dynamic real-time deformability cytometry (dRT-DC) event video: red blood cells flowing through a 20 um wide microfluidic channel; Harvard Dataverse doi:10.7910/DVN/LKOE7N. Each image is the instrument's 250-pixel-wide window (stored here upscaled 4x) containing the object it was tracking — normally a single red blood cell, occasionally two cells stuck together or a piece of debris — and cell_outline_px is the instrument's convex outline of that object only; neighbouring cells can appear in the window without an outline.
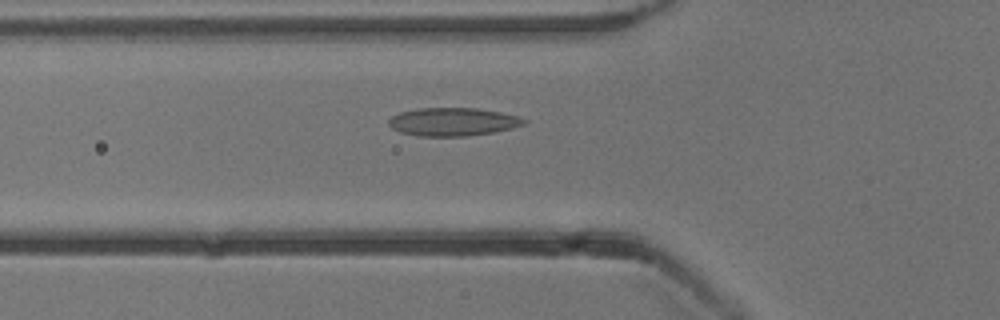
{"species": "common noctule bat (a hibernating species)", "species_latin": "Nyctalus noctula", "temperature_condition": "cold", "stored_images_in_passage": 37, "camera_frame_rate_fps": 3000, "um_per_image_px": 0.085, "animal": {"sex": "male", "body_mass_g": 13.3}, "frame": {"image": 1, "passage_image": 7, "time_ms": 2.0, "image_size_px": [1000, 320], "cell_outline_px": [[528, 120], [524, 124], [512, 128], [496, 132], [464, 136], [420, 136], [400, 132], [392, 128], [388, 124], [388, 120], [392, 116], [400, 112], [416, 108], [476, 108], [500, 112], [520, 116]], "centroid_in_image_um": [38.51, 10.35], "position_along_channel_um": 87.3, "area_um2": 22.31}}
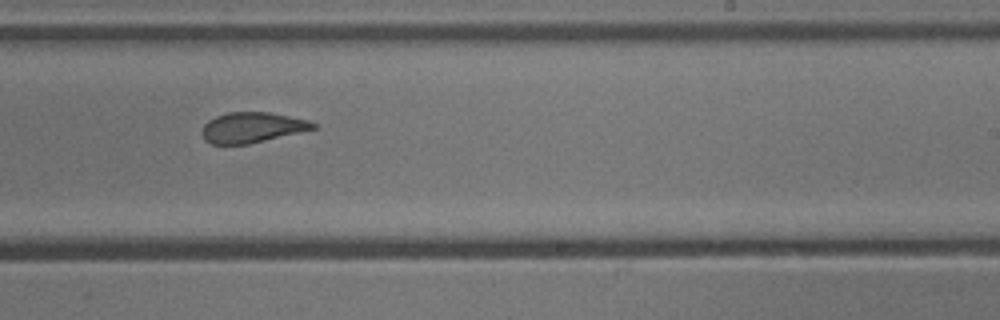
{"frame": {"image": 2, "passage_image": 21, "time_ms": 6.667, "image_size_px": [1000, 320], "cell_outline_px": [[316, 128], [248, 144], [212, 144], [204, 140], [204, 124], [208, 120], [216, 116], [228, 112], [268, 112], [308, 120], [316, 124]], "centroid_in_image_um": [21.41, 10.83], "position_along_channel_um": 267.6, "area_um2": 19.31}}
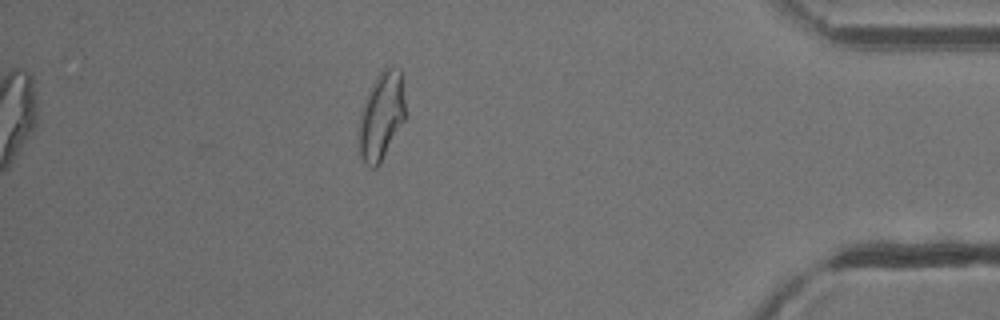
{"frame": {"image": 3, "passage_image": 35, "time_ms": 11.333, "image_size_px": [1000, 320], "cell_outline_px": [[404, 120], [380, 164], [376, 168], [372, 168], [360, 156], [360, 116], [364, 100], [376, 76], [384, 68], [392, 64], [400, 68], [404, 100]], "centroid_in_image_um": [32.43, 9.81], "position_along_channel_um": 402.8, "area_um2": 23.35}, "authors_computed_cell_mechanics": {"area_um2": 21.097, "velocity_mm_per_s": 3.85, "shape_relaxation_time_tau1_ms": 6.5211, "shape_relaxation_time_tau2_ms": 1.5124, "deformation_change_tau1": 0.1626, "deformation_change_tau2": 0.0752}}